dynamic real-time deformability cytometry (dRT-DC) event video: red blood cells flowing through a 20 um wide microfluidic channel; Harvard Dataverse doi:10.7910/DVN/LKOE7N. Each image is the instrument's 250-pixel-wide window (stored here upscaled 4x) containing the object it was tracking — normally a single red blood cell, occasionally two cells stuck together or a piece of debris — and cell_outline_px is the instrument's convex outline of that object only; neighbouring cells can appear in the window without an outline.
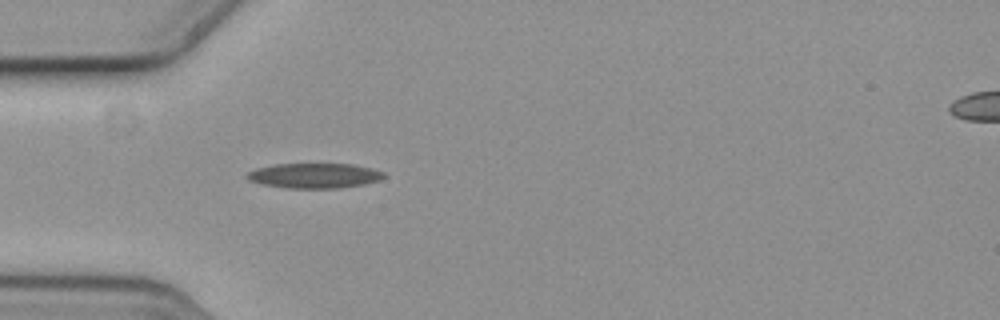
{"species": "common noctule bat (a hibernating species)", "species_latin": "Nyctalus noctula", "temperature_condition": "cold", "stored_images_in_passage": 4, "camera_frame_rate_fps": 3000, "um_per_image_px": 0.085, "animal": {"sex": "female", "body_mass_g": 19.3, "forearm_length_mm": 54.1}, "frame": {"image": 1, "passage_image": 4, "time_ms": 1.0, "image_size_px": [1000, 320], "cell_outline_px": [[384, 176], [380, 180], [364, 184], [336, 188], [288, 188], [264, 184], [248, 180], [244, 176], [248, 172], [256, 168], [272, 164], [352, 164], [372, 168], [384, 172]], "centroid_in_image_um": [26.7, 14.92], "position_along_channel_um": 58.3, "area_um2": 19.88}}